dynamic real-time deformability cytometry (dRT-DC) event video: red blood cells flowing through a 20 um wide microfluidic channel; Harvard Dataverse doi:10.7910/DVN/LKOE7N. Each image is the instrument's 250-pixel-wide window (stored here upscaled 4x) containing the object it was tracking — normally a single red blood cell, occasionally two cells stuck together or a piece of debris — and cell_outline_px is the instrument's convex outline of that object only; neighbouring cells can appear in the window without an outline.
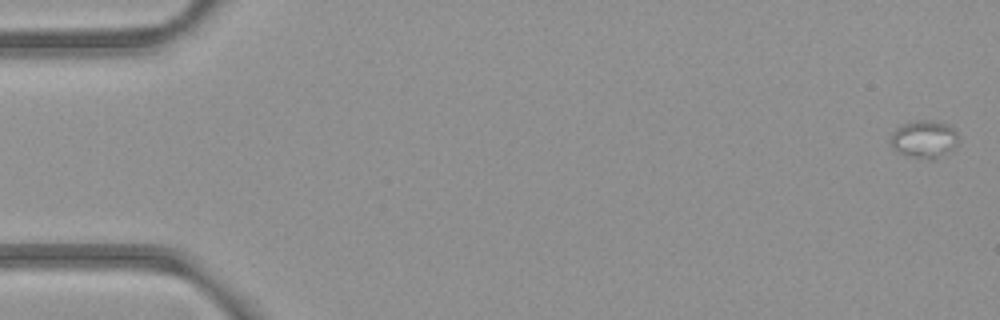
{"species": "common noctule bat (a hibernating species)", "species_latin": "Nyctalus noctula", "temperature_condition": "room temperature", "stored_images_in_passage": 5, "camera_frame_rate_fps": 3000, "um_per_image_px": 0.085, "animal": {"sex": "female", "body_mass_g": 21.9}, "frame": {"image": 1, "passage_image": 1, "time_ms": 0.0, "image_size_px": [1000, 320], "cell_outline_px": [[956, 144], [948, 152], [936, 160], [928, 160], [896, 152], [892, 148], [888, 140], [892, 132], [896, 128], [904, 124], [916, 120], [932, 120], [948, 124], [956, 132]], "centroid_in_image_um": [78.5, 11.84], "position_along_channel_um": 6.5, "area_um2": 14.97}}